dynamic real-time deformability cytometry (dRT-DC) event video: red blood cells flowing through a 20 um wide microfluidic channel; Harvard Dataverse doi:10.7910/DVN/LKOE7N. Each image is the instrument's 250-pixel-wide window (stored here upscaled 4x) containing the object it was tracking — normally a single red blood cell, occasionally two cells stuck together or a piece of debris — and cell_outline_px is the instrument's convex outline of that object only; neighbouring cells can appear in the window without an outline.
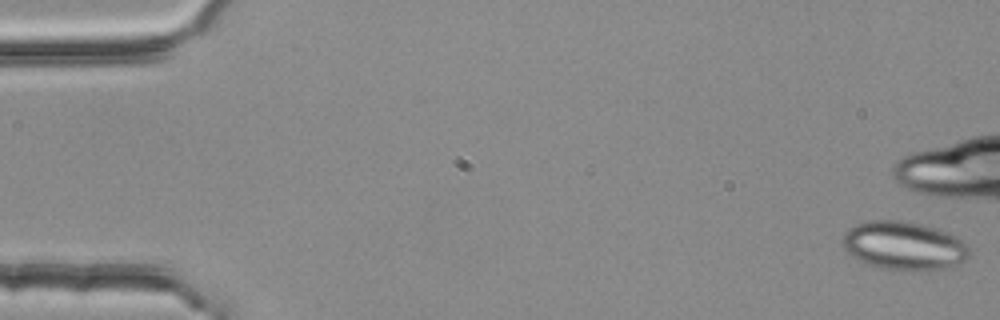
{"species": "common noctule bat (a hibernating species)", "species_latin": "Nyctalus noctula", "temperature_condition": "room temperature", "stored_images_in_passage": 8, "camera_frame_rate_fps": 3000, "um_per_image_px": 0.085, "animal": {"sex": "female", "body_mass_g": 25.1}, "frame": {"image": 1, "passage_image": 1, "time_ms": 0.0, "image_size_px": [1000, 320], "cell_outline_px": [[972, 256], [968, 260], [944, 268], [928, 272], [880, 268], [868, 264], [852, 256], [844, 248], [844, 232], [848, 228], [856, 224], [868, 220], [908, 220], [936, 228], [948, 232], [964, 240], [972, 252]], "centroid_in_image_um": [76.91, 20.88], "position_along_channel_um": 8.1, "area_um2": 36.47}}